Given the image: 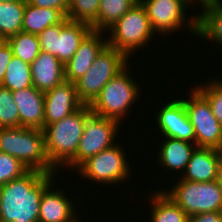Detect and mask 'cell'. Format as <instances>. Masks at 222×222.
<instances>
[{
    "mask_svg": "<svg viewBox=\"0 0 222 222\" xmlns=\"http://www.w3.org/2000/svg\"><path fill=\"white\" fill-rule=\"evenodd\" d=\"M54 175L29 170L22 177L0 186V222H39L43 191Z\"/></svg>",
    "mask_w": 222,
    "mask_h": 222,
    "instance_id": "obj_1",
    "label": "cell"
},
{
    "mask_svg": "<svg viewBox=\"0 0 222 222\" xmlns=\"http://www.w3.org/2000/svg\"><path fill=\"white\" fill-rule=\"evenodd\" d=\"M91 114L90 106L83 105L71 115L43 129L46 155L56 170L65 167L76 155L85 121Z\"/></svg>",
    "mask_w": 222,
    "mask_h": 222,
    "instance_id": "obj_2",
    "label": "cell"
},
{
    "mask_svg": "<svg viewBox=\"0 0 222 222\" xmlns=\"http://www.w3.org/2000/svg\"><path fill=\"white\" fill-rule=\"evenodd\" d=\"M0 152L19 159L29 170L58 173L46 155L43 130L21 126L0 128Z\"/></svg>",
    "mask_w": 222,
    "mask_h": 222,
    "instance_id": "obj_3",
    "label": "cell"
},
{
    "mask_svg": "<svg viewBox=\"0 0 222 222\" xmlns=\"http://www.w3.org/2000/svg\"><path fill=\"white\" fill-rule=\"evenodd\" d=\"M130 73L126 66L102 88L90 105L93 114L122 123V119L128 116L127 113L132 109L130 107H133L132 104L141 94L140 84L135 83L137 81H134Z\"/></svg>",
    "mask_w": 222,
    "mask_h": 222,
    "instance_id": "obj_4",
    "label": "cell"
},
{
    "mask_svg": "<svg viewBox=\"0 0 222 222\" xmlns=\"http://www.w3.org/2000/svg\"><path fill=\"white\" fill-rule=\"evenodd\" d=\"M107 36L110 47L122 52L127 58L138 49L151 42L155 32L152 29L147 11L141 2H137L112 27ZM110 37V38H109Z\"/></svg>",
    "mask_w": 222,
    "mask_h": 222,
    "instance_id": "obj_5",
    "label": "cell"
},
{
    "mask_svg": "<svg viewBox=\"0 0 222 222\" xmlns=\"http://www.w3.org/2000/svg\"><path fill=\"white\" fill-rule=\"evenodd\" d=\"M122 52L107 45L87 72L74 82L77 96L83 105L90 106L98 97L102 88L128 64Z\"/></svg>",
    "mask_w": 222,
    "mask_h": 222,
    "instance_id": "obj_6",
    "label": "cell"
},
{
    "mask_svg": "<svg viewBox=\"0 0 222 222\" xmlns=\"http://www.w3.org/2000/svg\"><path fill=\"white\" fill-rule=\"evenodd\" d=\"M163 192L190 217L207 212H222V189L216 181L193 182L178 179Z\"/></svg>",
    "mask_w": 222,
    "mask_h": 222,
    "instance_id": "obj_7",
    "label": "cell"
},
{
    "mask_svg": "<svg viewBox=\"0 0 222 222\" xmlns=\"http://www.w3.org/2000/svg\"><path fill=\"white\" fill-rule=\"evenodd\" d=\"M126 151L121 144L101 151L88 158L78 168L83 180L93 181L94 183L118 184L128 179L131 175L130 164L127 162ZM90 179V180H89Z\"/></svg>",
    "mask_w": 222,
    "mask_h": 222,
    "instance_id": "obj_8",
    "label": "cell"
},
{
    "mask_svg": "<svg viewBox=\"0 0 222 222\" xmlns=\"http://www.w3.org/2000/svg\"><path fill=\"white\" fill-rule=\"evenodd\" d=\"M91 31L89 24L66 18L62 23L52 25L38 35L40 49L57 57L65 66Z\"/></svg>",
    "mask_w": 222,
    "mask_h": 222,
    "instance_id": "obj_9",
    "label": "cell"
},
{
    "mask_svg": "<svg viewBox=\"0 0 222 222\" xmlns=\"http://www.w3.org/2000/svg\"><path fill=\"white\" fill-rule=\"evenodd\" d=\"M147 11L153 31L172 34L183 26L197 36V17L185 18L187 6L198 0H139ZM195 1V2H193ZM186 22V23H185ZM182 27V28H181ZM171 32V33H170Z\"/></svg>",
    "mask_w": 222,
    "mask_h": 222,
    "instance_id": "obj_10",
    "label": "cell"
},
{
    "mask_svg": "<svg viewBox=\"0 0 222 222\" xmlns=\"http://www.w3.org/2000/svg\"><path fill=\"white\" fill-rule=\"evenodd\" d=\"M194 128L198 147L222 151V124L214 117L208 100L193 87L189 98H181Z\"/></svg>",
    "mask_w": 222,
    "mask_h": 222,
    "instance_id": "obj_11",
    "label": "cell"
},
{
    "mask_svg": "<svg viewBox=\"0 0 222 222\" xmlns=\"http://www.w3.org/2000/svg\"><path fill=\"white\" fill-rule=\"evenodd\" d=\"M120 126L121 124L116 120L92 113L85 121L84 132L76 155L65 167L77 169L88 158L114 146L116 144L114 139L117 137Z\"/></svg>",
    "mask_w": 222,
    "mask_h": 222,
    "instance_id": "obj_12",
    "label": "cell"
},
{
    "mask_svg": "<svg viewBox=\"0 0 222 222\" xmlns=\"http://www.w3.org/2000/svg\"><path fill=\"white\" fill-rule=\"evenodd\" d=\"M157 113L156 125L162 136L195 143L194 128L181 99L168 101Z\"/></svg>",
    "mask_w": 222,
    "mask_h": 222,
    "instance_id": "obj_13",
    "label": "cell"
},
{
    "mask_svg": "<svg viewBox=\"0 0 222 222\" xmlns=\"http://www.w3.org/2000/svg\"><path fill=\"white\" fill-rule=\"evenodd\" d=\"M45 127L71 115L83 104L80 102L75 84L64 80L44 93Z\"/></svg>",
    "mask_w": 222,
    "mask_h": 222,
    "instance_id": "obj_14",
    "label": "cell"
},
{
    "mask_svg": "<svg viewBox=\"0 0 222 222\" xmlns=\"http://www.w3.org/2000/svg\"><path fill=\"white\" fill-rule=\"evenodd\" d=\"M100 31H91L80 43L79 48L65 65V80L75 82L82 77L101 51L108 45ZM106 39V40H105Z\"/></svg>",
    "mask_w": 222,
    "mask_h": 222,
    "instance_id": "obj_15",
    "label": "cell"
},
{
    "mask_svg": "<svg viewBox=\"0 0 222 222\" xmlns=\"http://www.w3.org/2000/svg\"><path fill=\"white\" fill-rule=\"evenodd\" d=\"M19 110V127L43 130L45 128L44 93L36 87L12 92Z\"/></svg>",
    "mask_w": 222,
    "mask_h": 222,
    "instance_id": "obj_16",
    "label": "cell"
},
{
    "mask_svg": "<svg viewBox=\"0 0 222 222\" xmlns=\"http://www.w3.org/2000/svg\"><path fill=\"white\" fill-rule=\"evenodd\" d=\"M53 185L52 182L42 193L39 222H80L73 201L63 189L54 190Z\"/></svg>",
    "mask_w": 222,
    "mask_h": 222,
    "instance_id": "obj_17",
    "label": "cell"
},
{
    "mask_svg": "<svg viewBox=\"0 0 222 222\" xmlns=\"http://www.w3.org/2000/svg\"><path fill=\"white\" fill-rule=\"evenodd\" d=\"M222 151L213 148L197 147L187 163L184 173L179 177L193 182L216 181L218 164Z\"/></svg>",
    "mask_w": 222,
    "mask_h": 222,
    "instance_id": "obj_18",
    "label": "cell"
},
{
    "mask_svg": "<svg viewBox=\"0 0 222 222\" xmlns=\"http://www.w3.org/2000/svg\"><path fill=\"white\" fill-rule=\"evenodd\" d=\"M30 67L33 86L43 93L65 80V66L50 53L41 51Z\"/></svg>",
    "mask_w": 222,
    "mask_h": 222,
    "instance_id": "obj_19",
    "label": "cell"
},
{
    "mask_svg": "<svg viewBox=\"0 0 222 222\" xmlns=\"http://www.w3.org/2000/svg\"><path fill=\"white\" fill-rule=\"evenodd\" d=\"M202 9L197 17V36L222 46V0H198ZM203 7V8H202ZM213 40V41H212Z\"/></svg>",
    "mask_w": 222,
    "mask_h": 222,
    "instance_id": "obj_20",
    "label": "cell"
},
{
    "mask_svg": "<svg viewBox=\"0 0 222 222\" xmlns=\"http://www.w3.org/2000/svg\"><path fill=\"white\" fill-rule=\"evenodd\" d=\"M164 141V142H163ZM162 141L158 151V161L160 167L174 170L182 173L185 171L187 163L190 161L194 150L198 147L195 143H191L176 138H168ZM179 170V171H178Z\"/></svg>",
    "mask_w": 222,
    "mask_h": 222,
    "instance_id": "obj_21",
    "label": "cell"
},
{
    "mask_svg": "<svg viewBox=\"0 0 222 222\" xmlns=\"http://www.w3.org/2000/svg\"><path fill=\"white\" fill-rule=\"evenodd\" d=\"M66 16L57 9L31 5L26 0L22 31L39 35L44 29L62 23Z\"/></svg>",
    "mask_w": 222,
    "mask_h": 222,
    "instance_id": "obj_22",
    "label": "cell"
},
{
    "mask_svg": "<svg viewBox=\"0 0 222 222\" xmlns=\"http://www.w3.org/2000/svg\"><path fill=\"white\" fill-rule=\"evenodd\" d=\"M151 222H188L189 216L164 192L151 193Z\"/></svg>",
    "mask_w": 222,
    "mask_h": 222,
    "instance_id": "obj_23",
    "label": "cell"
},
{
    "mask_svg": "<svg viewBox=\"0 0 222 222\" xmlns=\"http://www.w3.org/2000/svg\"><path fill=\"white\" fill-rule=\"evenodd\" d=\"M139 0H100L97 19L91 25L93 31L107 32Z\"/></svg>",
    "mask_w": 222,
    "mask_h": 222,
    "instance_id": "obj_24",
    "label": "cell"
},
{
    "mask_svg": "<svg viewBox=\"0 0 222 222\" xmlns=\"http://www.w3.org/2000/svg\"><path fill=\"white\" fill-rule=\"evenodd\" d=\"M26 0L0 3V35L7 40L22 31Z\"/></svg>",
    "mask_w": 222,
    "mask_h": 222,
    "instance_id": "obj_25",
    "label": "cell"
},
{
    "mask_svg": "<svg viewBox=\"0 0 222 222\" xmlns=\"http://www.w3.org/2000/svg\"><path fill=\"white\" fill-rule=\"evenodd\" d=\"M11 46L13 56L31 64L40 54V40L36 34L19 32L6 40Z\"/></svg>",
    "mask_w": 222,
    "mask_h": 222,
    "instance_id": "obj_26",
    "label": "cell"
},
{
    "mask_svg": "<svg viewBox=\"0 0 222 222\" xmlns=\"http://www.w3.org/2000/svg\"><path fill=\"white\" fill-rule=\"evenodd\" d=\"M2 86L12 92L32 87L31 67L30 64L13 56L7 66Z\"/></svg>",
    "mask_w": 222,
    "mask_h": 222,
    "instance_id": "obj_27",
    "label": "cell"
},
{
    "mask_svg": "<svg viewBox=\"0 0 222 222\" xmlns=\"http://www.w3.org/2000/svg\"><path fill=\"white\" fill-rule=\"evenodd\" d=\"M99 5L100 0H70L66 18L91 26L97 19Z\"/></svg>",
    "mask_w": 222,
    "mask_h": 222,
    "instance_id": "obj_28",
    "label": "cell"
},
{
    "mask_svg": "<svg viewBox=\"0 0 222 222\" xmlns=\"http://www.w3.org/2000/svg\"><path fill=\"white\" fill-rule=\"evenodd\" d=\"M19 127V110L12 91L0 85V128Z\"/></svg>",
    "mask_w": 222,
    "mask_h": 222,
    "instance_id": "obj_29",
    "label": "cell"
},
{
    "mask_svg": "<svg viewBox=\"0 0 222 222\" xmlns=\"http://www.w3.org/2000/svg\"><path fill=\"white\" fill-rule=\"evenodd\" d=\"M211 79L195 88L208 100L214 117L222 124V79Z\"/></svg>",
    "mask_w": 222,
    "mask_h": 222,
    "instance_id": "obj_30",
    "label": "cell"
},
{
    "mask_svg": "<svg viewBox=\"0 0 222 222\" xmlns=\"http://www.w3.org/2000/svg\"><path fill=\"white\" fill-rule=\"evenodd\" d=\"M28 171L19 159L0 152V186L22 177Z\"/></svg>",
    "mask_w": 222,
    "mask_h": 222,
    "instance_id": "obj_31",
    "label": "cell"
},
{
    "mask_svg": "<svg viewBox=\"0 0 222 222\" xmlns=\"http://www.w3.org/2000/svg\"><path fill=\"white\" fill-rule=\"evenodd\" d=\"M31 5L42 8H53L60 10L65 16L67 14L70 0H27Z\"/></svg>",
    "mask_w": 222,
    "mask_h": 222,
    "instance_id": "obj_32",
    "label": "cell"
},
{
    "mask_svg": "<svg viewBox=\"0 0 222 222\" xmlns=\"http://www.w3.org/2000/svg\"><path fill=\"white\" fill-rule=\"evenodd\" d=\"M12 57L13 52L11 46L8 44L7 41H4L0 45V85L2 84L7 66L10 63Z\"/></svg>",
    "mask_w": 222,
    "mask_h": 222,
    "instance_id": "obj_33",
    "label": "cell"
},
{
    "mask_svg": "<svg viewBox=\"0 0 222 222\" xmlns=\"http://www.w3.org/2000/svg\"><path fill=\"white\" fill-rule=\"evenodd\" d=\"M188 222H222V212H207L189 217Z\"/></svg>",
    "mask_w": 222,
    "mask_h": 222,
    "instance_id": "obj_34",
    "label": "cell"
},
{
    "mask_svg": "<svg viewBox=\"0 0 222 222\" xmlns=\"http://www.w3.org/2000/svg\"><path fill=\"white\" fill-rule=\"evenodd\" d=\"M216 182L222 189V158L218 164V169H217V176H216Z\"/></svg>",
    "mask_w": 222,
    "mask_h": 222,
    "instance_id": "obj_35",
    "label": "cell"
},
{
    "mask_svg": "<svg viewBox=\"0 0 222 222\" xmlns=\"http://www.w3.org/2000/svg\"><path fill=\"white\" fill-rule=\"evenodd\" d=\"M11 1H14V0H0V3H6V2H11Z\"/></svg>",
    "mask_w": 222,
    "mask_h": 222,
    "instance_id": "obj_36",
    "label": "cell"
},
{
    "mask_svg": "<svg viewBox=\"0 0 222 222\" xmlns=\"http://www.w3.org/2000/svg\"><path fill=\"white\" fill-rule=\"evenodd\" d=\"M4 41H6V40L0 35V45H1Z\"/></svg>",
    "mask_w": 222,
    "mask_h": 222,
    "instance_id": "obj_37",
    "label": "cell"
}]
</instances>
